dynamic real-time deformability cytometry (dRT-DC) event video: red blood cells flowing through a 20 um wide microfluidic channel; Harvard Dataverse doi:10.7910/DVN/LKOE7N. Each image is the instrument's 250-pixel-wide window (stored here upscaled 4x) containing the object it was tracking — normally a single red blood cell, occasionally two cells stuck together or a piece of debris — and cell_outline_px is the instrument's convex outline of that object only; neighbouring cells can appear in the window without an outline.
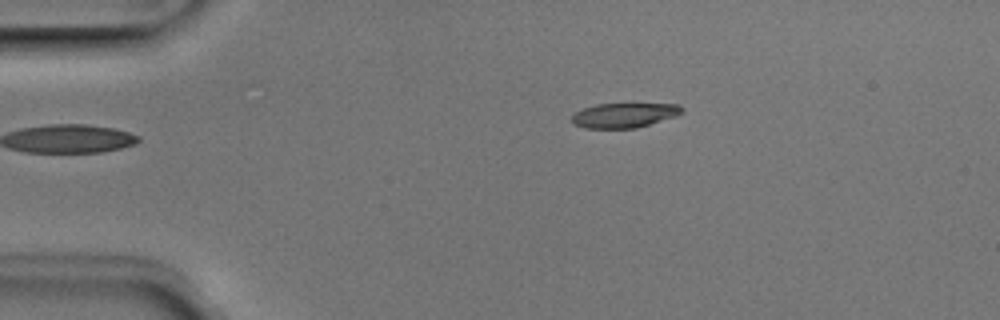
{"species": "Egyptian fruit bat (a non-hibernating species)", "species_latin": "Rousettus aegyptiacus", "temperature_condition": "room temperature", "stored_images_in_passage": 2, "camera_frame_rate_fps": 3000, "um_per_image_px": 0.085, "animal": {"sex": "male"}, "frame": {"image": 1, "passage_image": 2, "time_ms": 0.333, "image_size_px": [1000, 320], "cell_outline_px": [[684, 112], [676, 116], [636, 128], [584, 128], [576, 124], [572, 120], [572, 116], [576, 112], [584, 108], [596, 104], [680, 104], [684, 108]], "centroid_in_image_um": [53.1, 9.79], "position_along_channel_um": 31.9, "area_um2": 15.72}}